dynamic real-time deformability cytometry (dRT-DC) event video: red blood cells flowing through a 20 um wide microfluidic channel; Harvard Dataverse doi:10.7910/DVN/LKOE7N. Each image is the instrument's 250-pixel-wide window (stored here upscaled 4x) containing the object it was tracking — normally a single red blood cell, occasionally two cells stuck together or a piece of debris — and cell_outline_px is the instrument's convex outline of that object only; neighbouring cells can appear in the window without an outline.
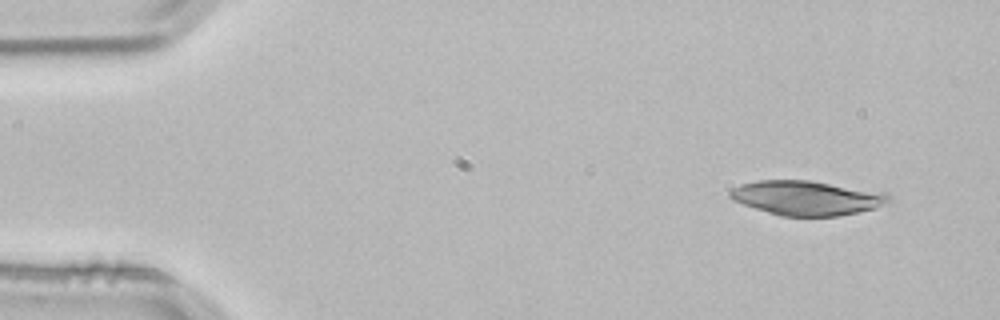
{"species": "common noctule bat (a hibernating species)", "species_latin": "Nyctalus noctula", "temperature_condition": "room temperature", "stored_images_in_passage": 3, "segment_of_instrument_passage": [2, 2], "camera_frame_rate_fps": 3000, "um_per_image_px": 0.085, "animal": {"sex": "male", "body_mass_g": 21.5, "forearm_length_mm": 52.0}, "frame": {"image": 1, "passage_image": 3, "time_ms": 0.667, "image_size_px": [1000, 320], "cell_outline_px": [[892, 200], [876, 208], [840, 216], [780, 216], [732, 200], [728, 196], [728, 192], [732, 188], [740, 184], [756, 180], [812, 180], [888, 192]], "centroid_in_image_um": [68.61, 16.81], "position_along_channel_um": 16.4, "area_um2": 32.31}}